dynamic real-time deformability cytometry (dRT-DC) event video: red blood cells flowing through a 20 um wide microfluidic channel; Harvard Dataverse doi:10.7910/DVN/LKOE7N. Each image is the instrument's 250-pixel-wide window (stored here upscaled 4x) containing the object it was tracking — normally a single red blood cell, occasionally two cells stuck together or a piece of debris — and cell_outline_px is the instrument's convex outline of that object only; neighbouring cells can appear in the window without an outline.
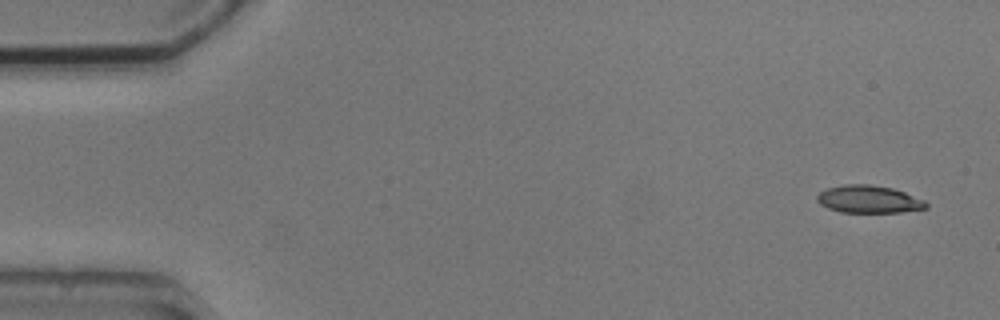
{"species": "common noctule bat (a hibernating species)", "species_latin": "Nyctalus noctula", "temperature_condition": "cold", "stored_images_in_passage": 7, "camera_frame_rate_fps": 3000, "um_per_image_px": 0.085, "animal": {"sex": "male", "body_mass_g": 20.5, "forearm_length_mm": 52.5}, "frame": {"image": 1, "passage_image": 1, "time_ms": 0.0, "image_size_px": [1000, 320], "cell_outline_px": [[928, 208], [900, 212], [840, 212], [828, 208], [820, 204], [816, 200], [816, 196], [820, 192], [828, 188], [844, 184], [868, 184], [892, 188], [904, 192], [924, 200], [928, 204]], "centroid_in_image_um": [73.83, 16.94], "position_along_channel_um": 11.2, "area_um2": 17.46}}
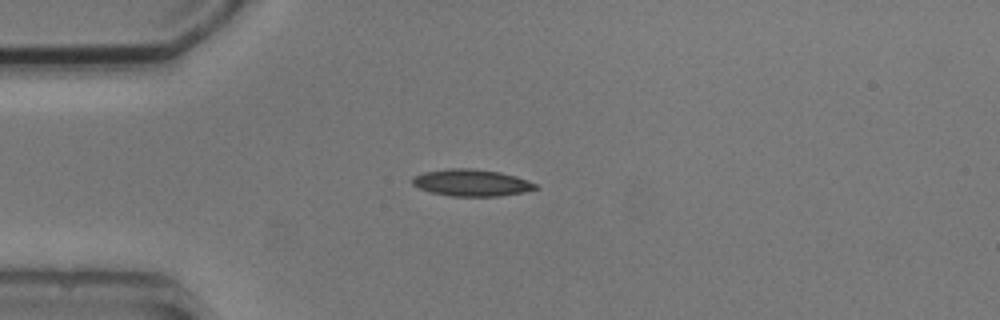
{"frame": {"image": 2, "passage_image": 4, "time_ms": 3.667, "image_size_px": [1000, 320], "cell_outline_px": [[540, 188], [524, 192], [500, 196], [448, 196], [432, 192], [420, 188], [412, 184], [412, 176], [424, 172], [448, 168], [472, 168], [500, 172], [516, 176], [528, 180], [536, 184]], "centroid_in_image_um": [40.09, 15.53], "position_along_channel_um": 44.9, "area_um2": 19.36}}
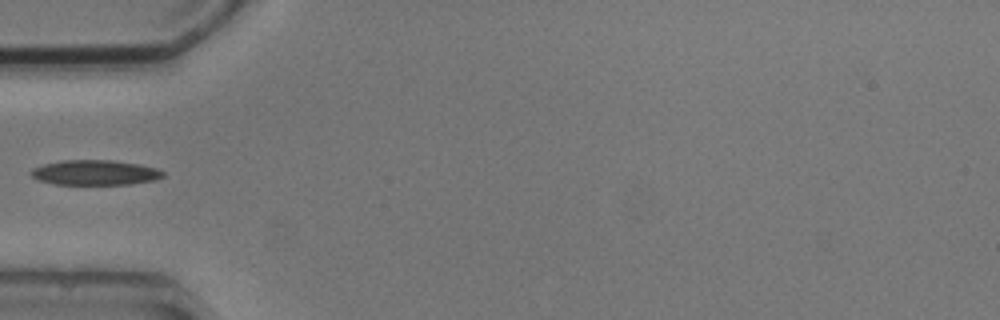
{"frame": {"image": 3, "passage_image": 5, "time_ms": 5.0, "image_size_px": [1000, 320], "cell_outline_px": [[164, 176], [156, 180], [132, 184], [56, 184], [40, 180], [32, 176], [28, 172], [32, 168], [44, 164], [60, 160], [112, 160], [136, 164], [156, 168], [164, 172]], "centroid_in_image_um": [8.07, 14.67], "position_along_channel_um": 76.9, "area_um2": 19.19}}